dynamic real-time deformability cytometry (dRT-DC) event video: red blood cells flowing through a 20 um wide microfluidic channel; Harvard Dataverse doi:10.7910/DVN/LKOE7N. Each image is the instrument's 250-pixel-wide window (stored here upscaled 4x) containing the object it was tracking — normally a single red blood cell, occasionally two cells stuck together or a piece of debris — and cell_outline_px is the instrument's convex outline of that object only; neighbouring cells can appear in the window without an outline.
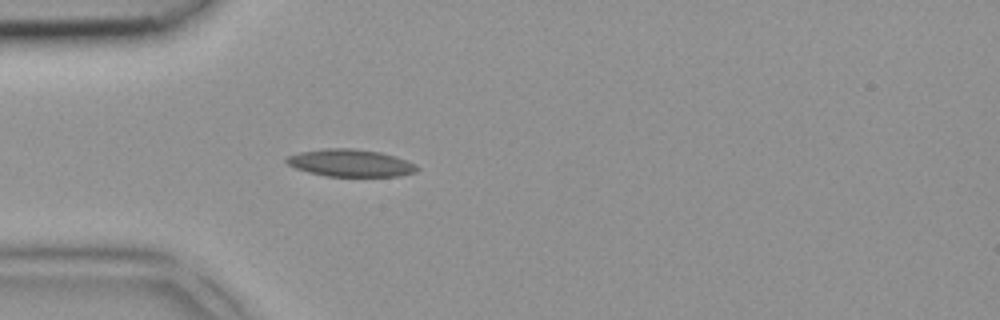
{"species": "common noctule bat (a hibernating species)", "species_latin": "Nyctalus noctula", "temperature_condition": "room temperature", "stored_images_in_passage": 4, "camera_frame_rate_fps": 3000, "um_per_image_px": 0.085, "animal": {"sex": "female", "body_mass_g": 18.4}, "frame": {"image": 1, "passage_image": 4, "time_ms": 1.0, "image_size_px": [1000, 320], "cell_outline_px": [[420, 168], [416, 172], [400, 176], [328, 176], [308, 172], [296, 168], [288, 164], [284, 160], [288, 156], [300, 152], [328, 148], [352, 148], [380, 152], [416, 164]], "centroid_in_image_um": [29.79, 13.86], "position_along_channel_um": 55.2, "area_um2": 20.58}}